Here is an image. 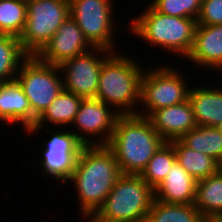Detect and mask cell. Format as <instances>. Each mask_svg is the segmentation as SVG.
<instances>
[{"label":"cell","mask_w":222,"mask_h":222,"mask_svg":"<svg viewBox=\"0 0 222 222\" xmlns=\"http://www.w3.org/2000/svg\"><path fill=\"white\" fill-rule=\"evenodd\" d=\"M84 222H102V221H99V220H95L92 216H89V217H86V218H83ZM86 219V220H85Z\"/></svg>","instance_id":"obj_29"},{"label":"cell","mask_w":222,"mask_h":222,"mask_svg":"<svg viewBox=\"0 0 222 222\" xmlns=\"http://www.w3.org/2000/svg\"><path fill=\"white\" fill-rule=\"evenodd\" d=\"M158 12L175 17L198 19L202 0H150Z\"/></svg>","instance_id":"obj_27"},{"label":"cell","mask_w":222,"mask_h":222,"mask_svg":"<svg viewBox=\"0 0 222 222\" xmlns=\"http://www.w3.org/2000/svg\"><path fill=\"white\" fill-rule=\"evenodd\" d=\"M147 118L166 142L180 139L197 126L189 100L155 110Z\"/></svg>","instance_id":"obj_15"},{"label":"cell","mask_w":222,"mask_h":222,"mask_svg":"<svg viewBox=\"0 0 222 222\" xmlns=\"http://www.w3.org/2000/svg\"><path fill=\"white\" fill-rule=\"evenodd\" d=\"M135 59L123 51L113 52L100 69L95 98L115 108L119 115L138 114L141 78L147 68Z\"/></svg>","instance_id":"obj_3"},{"label":"cell","mask_w":222,"mask_h":222,"mask_svg":"<svg viewBox=\"0 0 222 222\" xmlns=\"http://www.w3.org/2000/svg\"><path fill=\"white\" fill-rule=\"evenodd\" d=\"M27 18L19 37L28 55H37L69 15V0H30Z\"/></svg>","instance_id":"obj_8"},{"label":"cell","mask_w":222,"mask_h":222,"mask_svg":"<svg viewBox=\"0 0 222 222\" xmlns=\"http://www.w3.org/2000/svg\"><path fill=\"white\" fill-rule=\"evenodd\" d=\"M145 222H207L194 204H170L154 199Z\"/></svg>","instance_id":"obj_23"},{"label":"cell","mask_w":222,"mask_h":222,"mask_svg":"<svg viewBox=\"0 0 222 222\" xmlns=\"http://www.w3.org/2000/svg\"><path fill=\"white\" fill-rule=\"evenodd\" d=\"M158 65V66H157ZM144 70L141 78L140 108L138 114L148 117L153 111L181 104L188 100L191 84L178 68L157 64Z\"/></svg>","instance_id":"obj_6"},{"label":"cell","mask_w":222,"mask_h":222,"mask_svg":"<svg viewBox=\"0 0 222 222\" xmlns=\"http://www.w3.org/2000/svg\"><path fill=\"white\" fill-rule=\"evenodd\" d=\"M207 222H222V221H220L219 219H213V220H210V221H207Z\"/></svg>","instance_id":"obj_31"},{"label":"cell","mask_w":222,"mask_h":222,"mask_svg":"<svg viewBox=\"0 0 222 222\" xmlns=\"http://www.w3.org/2000/svg\"><path fill=\"white\" fill-rule=\"evenodd\" d=\"M114 0H69V15L93 47L116 52ZM114 17V18H113ZM115 19V20H114ZM115 25V26H114ZM116 32V33H115Z\"/></svg>","instance_id":"obj_10"},{"label":"cell","mask_w":222,"mask_h":222,"mask_svg":"<svg viewBox=\"0 0 222 222\" xmlns=\"http://www.w3.org/2000/svg\"><path fill=\"white\" fill-rule=\"evenodd\" d=\"M175 161L176 154L173 144L165 142L149 160L140 176L150 187L155 189L167 176Z\"/></svg>","instance_id":"obj_25"},{"label":"cell","mask_w":222,"mask_h":222,"mask_svg":"<svg viewBox=\"0 0 222 222\" xmlns=\"http://www.w3.org/2000/svg\"><path fill=\"white\" fill-rule=\"evenodd\" d=\"M197 180L175 161L154 189L155 199L170 204H194Z\"/></svg>","instance_id":"obj_18"},{"label":"cell","mask_w":222,"mask_h":222,"mask_svg":"<svg viewBox=\"0 0 222 222\" xmlns=\"http://www.w3.org/2000/svg\"><path fill=\"white\" fill-rule=\"evenodd\" d=\"M219 171H220L221 174H222V161L219 163Z\"/></svg>","instance_id":"obj_30"},{"label":"cell","mask_w":222,"mask_h":222,"mask_svg":"<svg viewBox=\"0 0 222 222\" xmlns=\"http://www.w3.org/2000/svg\"><path fill=\"white\" fill-rule=\"evenodd\" d=\"M28 56L18 37L0 34V83L15 80L20 65Z\"/></svg>","instance_id":"obj_24"},{"label":"cell","mask_w":222,"mask_h":222,"mask_svg":"<svg viewBox=\"0 0 222 222\" xmlns=\"http://www.w3.org/2000/svg\"><path fill=\"white\" fill-rule=\"evenodd\" d=\"M194 205L206 221L220 219L222 216V174L220 171L197 181Z\"/></svg>","instance_id":"obj_19"},{"label":"cell","mask_w":222,"mask_h":222,"mask_svg":"<svg viewBox=\"0 0 222 222\" xmlns=\"http://www.w3.org/2000/svg\"><path fill=\"white\" fill-rule=\"evenodd\" d=\"M16 80L37 118L64 90L59 66L44 63L36 55H29L22 62Z\"/></svg>","instance_id":"obj_9"},{"label":"cell","mask_w":222,"mask_h":222,"mask_svg":"<svg viewBox=\"0 0 222 222\" xmlns=\"http://www.w3.org/2000/svg\"><path fill=\"white\" fill-rule=\"evenodd\" d=\"M113 52L101 47L65 60L59 65L63 88L83 99L95 98L103 62Z\"/></svg>","instance_id":"obj_11"},{"label":"cell","mask_w":222,"mask_h":222,"mask_svg":"<svg viewBox=\"0 0 222 222\" xmlns=\"http://www.w3.org/2000/svg\"><path fill=\"white\" fill-rule=\"evenodd\" d=\"M94 48L85 38L74 19L68 15L51 40L36 55L42 62L60 65L65 60Z\"/></svg>","instance_id":"obj_13"},{"label":"cell","mask_w":222,"mask_h":222,"mask_svg":"<svg viewBox=\"0 0 222 222\" xmlns=\"http://www.w3.org/2000/svg\"><path fill=\"white\" fill-rule=\"evenodd\" d=\"M37 117L33 114L23 88L15 79L0 83V124L9 126L15 123L24 132L34 126ZM21 124V126H20Z\"/></svg>","instance_id":"obj_16"},{"label":"cell","mask_w":222,"mask_h":222,"mask_svg":"<svg viewBox=\"0 0 222 222\" xmlns=\"http://www.w3.org/2000/svg\"><path fill=\"white\" fill-rule=\"evenodd\" d=\"M44 129L46 133L50 134V137L44 139L43 145L41 144L37 149L42 148L40 151L38 160V168L41 169V173L47 179L58 181L60 184L67 183L74 172L77 159L82 148L85 146L77 136L69 128H60L55 130L50 127H35L31 126L26 133L29 135L40 134V131ZM66 129V130H65ZM68 130V131H67ZM50 177V178H49Z\"/></svg>","instance_id":"obj_7"},{"label":"cell","mask_w":222,"mask_h":222,"mask_svg":"<svg viewBox=\"0 0 222 222\" xmlns=\"http://www.w3.org/2000/svg\"><path fill=\"white\" fill-rule=\"evenodd\" d=\"M176 161L195 180L207 178L219 171V162L202 152L194 151L185 146L179 139L172 140Z\"/></svg>","instance_id":"obj_21"},{"label":"cell","mask_w":222,"mask_h":222,"mask_svg":"<svg viewBox=\"0 0 222 222\" xmlns=\"http://www.w3.org/2000/svg\"><path fill=\"white\" fill-rule=\"evenodd\" d=\"M186 59L196 64L197 69L204 68L209 73L214 69L219 75L222 72V24H197L193 46Z\"/></svg>","instance_id":"obj_14"},{"label":"cell","mask_w":222,"mask_h":222,"mask_svg":"<svg viewBox=\"0 0 222 222\" xmlns=\"http://www.w3.org/2000/svg\"><path fill=\"white\" fill-rule=\"evenodd\" d=\"M143 10L129 21L131 37L136 35L140 41L151 44L150 47L156 46L186 60L193 46L197 20L162 14L149 3Z\"/></svg>","instance_id":"obj_4"},{"label":"cell","mask_w":222,"mask_h":222,"mask_svg":"<svg viewBox=\"0 0 222 222\" xmlns=\"http://www.w3.org/2000/svg\"><path fill=\"white\" fill-rule=\"evenodd\" d=\"M78 95L63 90L50 104L49 107L37 118L35 127H51L54 125L59 128H69L82 102ZM50 123V126L48 124Z\"/></svg>","instance_id":"obj_20"},{"label":"cell","mask_w":222,"mask_h":222,"mask_svg":"<svg viewBox=\"0 0 222 222\" xmlns=\"http://www.w3.org/2000/svg\"><path fill=\"white\" fill-rule=\"evenodd\" d=\"M179 140L194 151L222 161V127L196 126Z\"/></svg>","instance_id":"obj_22"},{"label":"cell","mask_w":222,"mask_h":222,"mask_svg":"<svg viewBox=\"0 0 222 222\" xmlns=\"http://www.w3.org/2000/svg\"><path fill=\"white\" fill-rule=\"evenodd\" d=\"M119 116L115 109L96 98L82 99L71 131L85 146L107 145Z\"/></svg>","instance_id":"obj_12"},{"label":"cell","mask_w":222,"mask_h":222,"mask_svg":"<svg viewBox=\"0 0 222 222\" xmlns=\"http://www.w3.org/2000/svg\"><path fill=\"white\" fill-rule=\"evenodd\" d=\"M121 175L118 162L106 145L82 148L74 172L67 180L76 187L81 219L97 212Z\"/></svg>","instance_id":"obj_1"},{"label":"cell","mask_w":222,"mask_h":222,"mask_svg":"<svg viewBox=\"0 0 222 222\" xmlns=\"http://www.w3.org/2000/svg\"><path fill=\"white\" fill-rule=\"evenodd\" d=\"M197 23L201 25L222 24V0H202Z\"/></svg>","instance_id":"obj_28"},{"label":"cell","mask_w":222,"mask_h":222,"mask_svg":"<svg viewBox=\"0 0 222 222\" xmlns=\"http://www.w3.org/2000/svg\"><path fill=\"white\" fill-rule=\"evenodd\" d=\"M27 18L24 0H0V34L20 37Z\"/></svg>","instance_id":"obj_26"},{"label":"cell","mask_w":222,"mask_h":222,"mask_svg":"<svg viewBox=\"0 0 222 222\" xmlns=\"http://www.w3.org/2000/svg\"><path fill=\"white\" fill-rule=\"evenodd\" d=\"M154 199V189L140 175L122 174L92 217L102 222H145Z\"/></svg>","instance_id":"obj_5"},{"label":"cell","mask_w":222,"mask_h":222,"mask_svg":"<svg viewBox=\"0 0 222 222\" xmlns=\"http://www.w3.org/2000/svg\"><path fill=\"white\" fill-rule=\"evenodd\" d=\"M206 85V86H205ZM193 86L188 100L193 109L197 126L222 127V83L215 86ZM218 86V87H217Z\"/></svg>","instance_id":"obj_17"},{"label":"cell","mask_w":222,"mask_h":222,"mask_svg":"<svg viewBox=\"0 0 222 222\" xmlns=\"http://www.w3.org/2000/svg\"><path fill=\"white\" fill-rule=\"evenodd\" d=\"M165 142L147 117L120 115L106 146L113 152L122 174L140 175Z\"/></svg>","instance_id":"obj_2"}]
</instances>
